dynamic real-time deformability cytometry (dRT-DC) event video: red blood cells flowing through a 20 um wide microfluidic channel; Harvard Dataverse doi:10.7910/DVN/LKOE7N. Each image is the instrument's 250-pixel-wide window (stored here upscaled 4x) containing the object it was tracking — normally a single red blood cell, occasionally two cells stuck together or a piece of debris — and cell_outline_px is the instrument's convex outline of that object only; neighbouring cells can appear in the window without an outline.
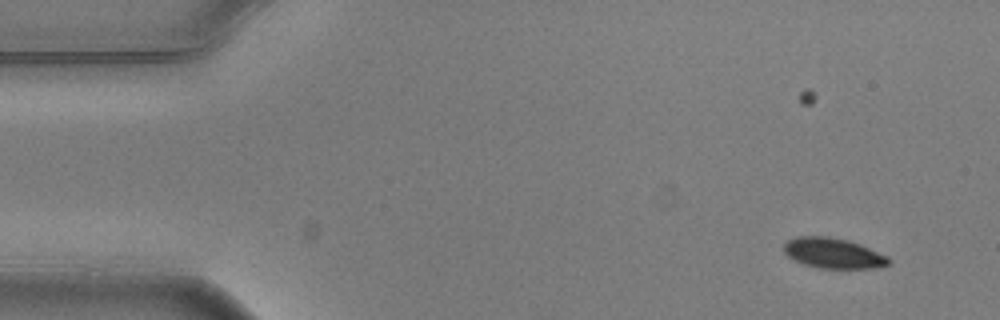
{"species": "common noctule bat (a hibernating species)", "species_latin": "Nyctalus noctula", "temperature_condition": "warm", "stored_images_in_passage": 9, "camera_frame_rate_fps": 3000, "um_per_image_px": 0.085, "animal": {"sex": "male", "body_mass_g": 20.5, "forearm_length_mm": 52.5}, "frame": {"image": 1, "passage_image": 3, "time_ms": 0.667, "image_size_px": [1000, 320], "cell_outline_px": [[892, 264], [872, 268], [820, 268], [804, 264], [788, 256], [784, 252], [784, 244], [788, 240], [796, 236], [828, 236], [848, 240], [860, 244], [888, 256], [892, 260]], "centroid_in_image_um": [70.86, 21.51], "position_along_channel_um": 14.1, "area_um2": 18.55}}
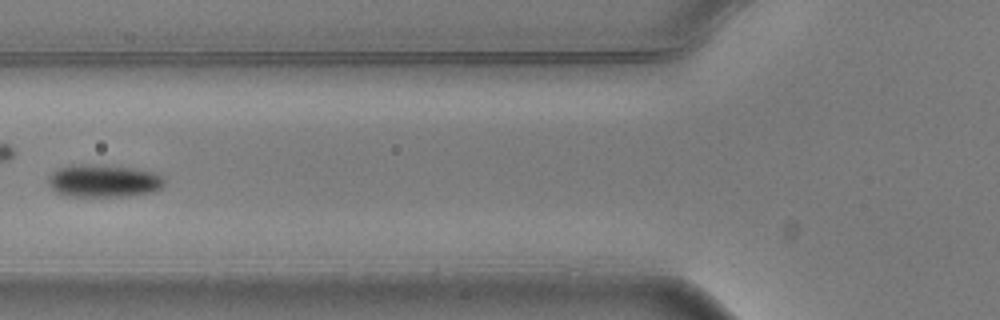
{"frame": {"image": 2, "passage_image": 8, "time_ms": 2.333, "image_size_px": [1000, 320], "cell_outline_px": [[164, 184], [160, 188], [152, 192], [128, 196], [68, 196], [56, 192], [48, 184], [48, 176], [56, 168], [72, 164], [100, 164], [132, 168], [152, 172], [160, 176], [164, 180]], "centroid_in_image_um": [8.75, 15.36], "position_along_channel_um": 117.1, "area_um2": 22.2}}
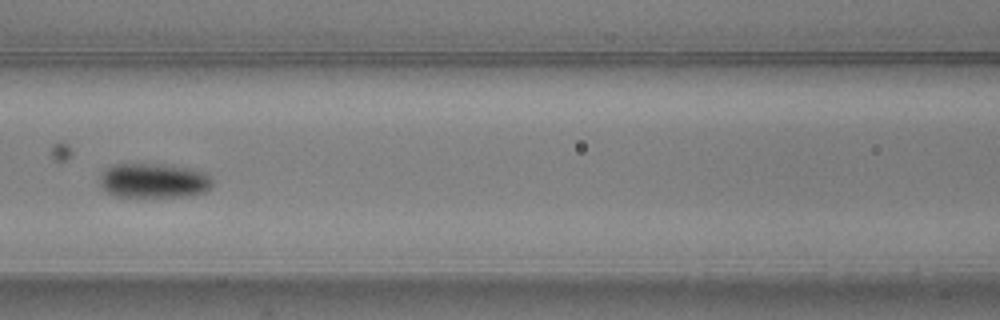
{"frame": {"image": 3, "passage_image": 9, "time_ms": 2.667, "image_size_px": [1000, 320], "cell_outline_px": [[212, 184], [204, 192], [188, 196], [116, 196], [108, 192], [100, 184], [100, 176], [104, 168], [112, 164], [164, 164], [192, 168], [204, 172], [212, 180]], "centroid_in_image_um": [13.05, 15.33], "position_along_channel_um": 153.5, "area_um2": 22.66}}